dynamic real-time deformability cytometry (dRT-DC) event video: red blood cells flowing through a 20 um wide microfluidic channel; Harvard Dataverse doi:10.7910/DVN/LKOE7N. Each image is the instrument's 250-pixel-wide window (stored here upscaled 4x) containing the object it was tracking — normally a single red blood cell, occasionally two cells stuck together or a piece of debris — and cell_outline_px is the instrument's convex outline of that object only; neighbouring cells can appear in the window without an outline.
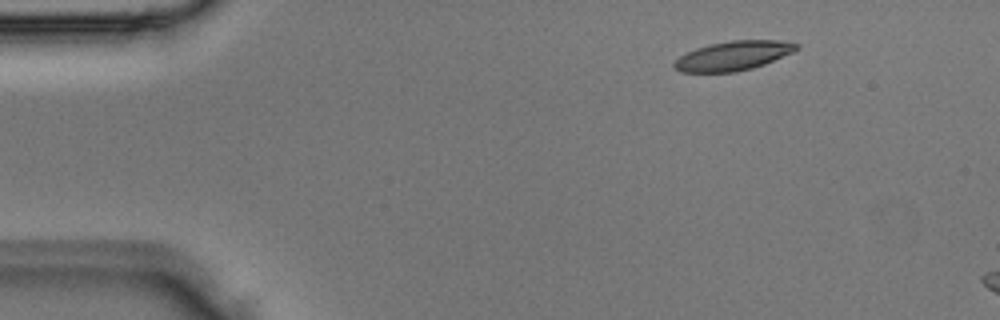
{"species": "Egyptian fruit bat (a non-hibernating species)", "species_latin": "Rousettus aegyptiacus", "temperature_condition": "room temperature", "stored_images_in_passage": 3, "camera_frame_rate_fps": 3000, "um_per_image_px": 0.085, "animal": {"sex": "male"}, "frame": {"image": 1, "passage_image": 1, "time_ms": 0.0, "image_size_px": [1000, 320], "cell_outline_px": [[800, 48], [792, 52], [764, 64], [752, 68], [736, 72], [680, 72], [672, 68], [672, 64], [680, 56], [696, 48], [712, 44], [732, 40], [780, 40], [800, 44]], "centroid_in_image_um": [62.32, 4.74], "position_along_channel_um": 22.7, "area_um2": 20.81}}